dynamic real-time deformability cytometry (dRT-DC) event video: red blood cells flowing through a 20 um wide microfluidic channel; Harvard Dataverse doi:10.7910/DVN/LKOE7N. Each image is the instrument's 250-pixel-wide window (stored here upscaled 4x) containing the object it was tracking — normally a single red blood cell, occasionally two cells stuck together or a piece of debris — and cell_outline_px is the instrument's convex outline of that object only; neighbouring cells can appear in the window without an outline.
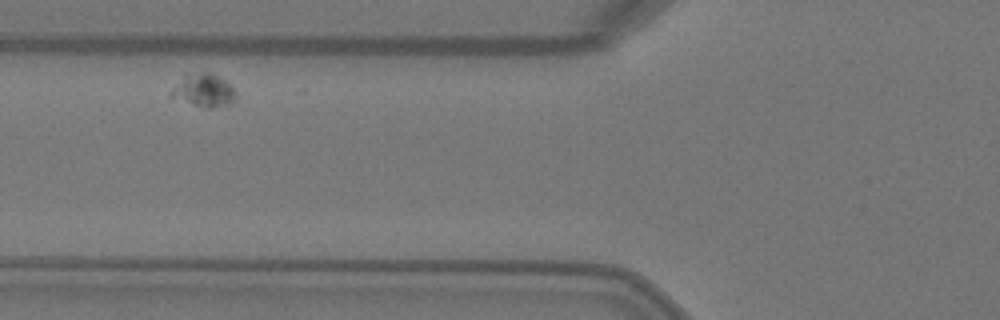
{"species": "Egyptian fruit bat (a non-hibernating species)", "species_latin": "Rousettus aegyptiacus", "temperature_condition": "warm", "stored_images_in_passage": 6, "camera_frame_rate_fps": 3000, "um_per_image_px": 0.085, "animal": {"sex": "female"}, "frame": {"image": 1, "passage_image": 2, "time_ms": 0.333, "image_size_px": [1000, 320], "cell_outline_px": [[236, 96], [232, 100], [224, 104], [212, 108], [204, 108], [168, 96], [172, 88], [184, 72], [208, 72], [220, 76], [232, 84], [236, 92]], "centroid_in_image_um": [17.27, 7.63], "position_along_channel_um": 108.5, "area_um2": 12.72}}
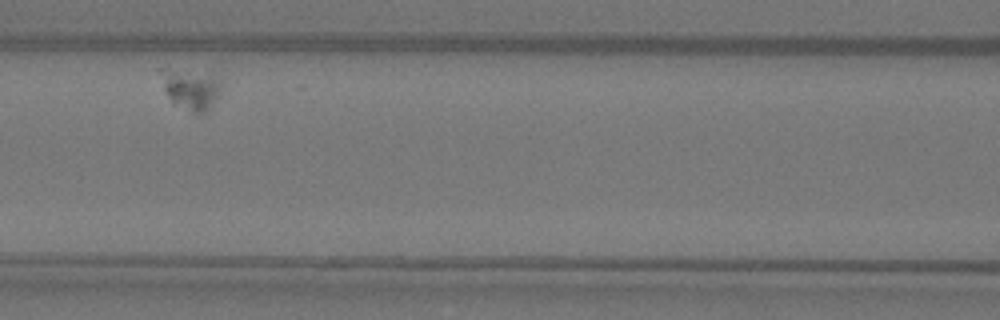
{"frame": {"image": 2, "passage_image": 3, "time_ms": 0.667, "image_size_px": [1000, 320], "cell_outline_px": [[220, 88], [216, 96], [208, 108], [204, 112], [192, 112], [172, 104], [164, 92], [160, 72], [160, 68], [164, 68], [212, 76], [220, 80]], "centroid_in_image_um": [16.12, 7.59], "position_along_channel_um": 150.5, "area_um2": 13.64}}